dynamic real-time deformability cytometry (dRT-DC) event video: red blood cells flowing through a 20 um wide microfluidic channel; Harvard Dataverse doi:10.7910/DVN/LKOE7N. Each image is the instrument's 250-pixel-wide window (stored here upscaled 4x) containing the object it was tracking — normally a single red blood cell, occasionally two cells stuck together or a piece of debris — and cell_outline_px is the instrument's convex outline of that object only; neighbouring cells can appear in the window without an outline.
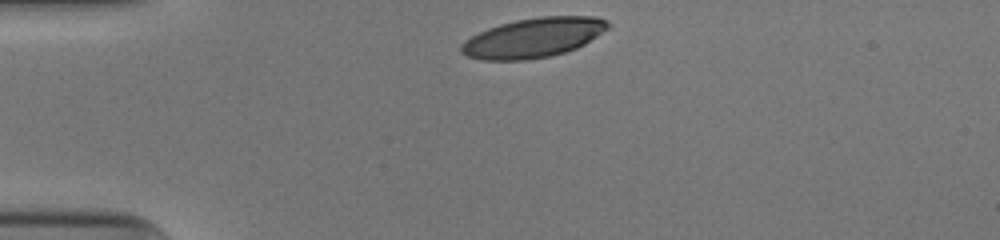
{"species": "human", "species_latin": "Homo sapiens", "temperature_condition": "cold", "stored_images_in_passage": 31, "camera_frame_rate_fps": 3000, "um_per_image_px": 0.085, "donor": {"sex": "male"}, "frame": {"image": 1, "passage_image": 1, "time_ms": 0.0, "image_size_px": [1000, 240], "cell_outline_px": [[612, 24], [608, 28], [584, 44], [576, 48], [564, 52], [548, 56], [528, 60], [480, 60], [468, 56], [460, 52], [460, 44], [464, 40], [488, 28], [500, 24], [516, 20], [540, 16], [596, 16], [608, 20]], "centroid_in_image_um": [45.33, 3.2], "position_along_channel_um": 39.7, "area_um2": 33.87}}
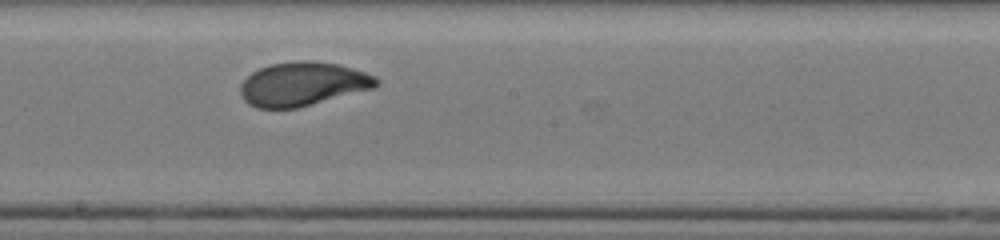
{"frame": {"image": 2, "passage_image": 18, "time_ms": 5.667, "image_size_px": [1000, 240], "cell_outline_px": [[380, 84], [372, 88], [296, 108], [256, 108], [248, 104], [240, 96], [240, 84], [252, 72], [260, 68], [272, 64], [296, 60], [312, 60], [340, 64], [376, 76], [380, 80]], "centroid_in_image_um": [25.71, 7.13], "position_along_channel_um": 222.5, "area_um2": 34.68}}
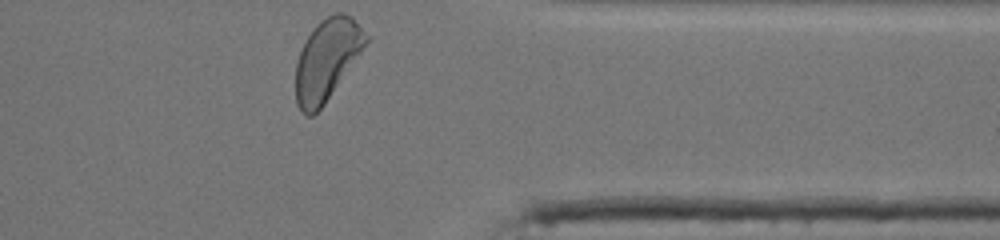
{"frame": {"image": 3, "passage_image": 31, "time_ms": 10.0, "image_size_px": [1000, 240], "cell_outline_px": [[368, 40], [360, 52], [324, 104], [312, 116], [304, 116], [300, 112], [296, 104], [296, 64], [300, 52], [312, 28], [320, 20], [336, 12], [340, 12], [352, 16], [368, 36]], "centroid_in_image_um": [27.75, 5.07], "position_along_channel_um": 383.6, "area_um2": 32.66}, "authors_computed_cell_mechanics": {"area_um2": 34.391, "velocity_mm_per_s": 3.9103, "shape_relaxation_time_tau1_ms": 3.2126, "shape_relaxation_time_tau2_ms": 0.7839, "deformation_change_tau1": 0.1704, "deformation_change_tau2": 0.058}}